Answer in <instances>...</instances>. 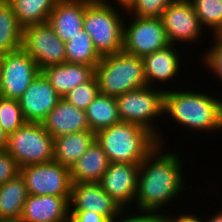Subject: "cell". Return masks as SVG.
<instances>
[{"label":"cell","instance_id":"1","mask_svg":"<svg viewBox=\"0 0 222 222\" xmlns=\"http://www.w3.org/2000/svg\"><path fill=\"white\" fill-rule=\"evenodd\" d=\"M167 146L158 143L140 163L134 209L164 215L165 208L171 209L173 202L179 207L175 202L182 200V193L190 188L186 186L188 177L183 168L187 159H181V152L168 151Z\"/></svg>","mask_w":222,"mask_h":222},{"label":"cell","instance_id":"2","mask_svg":"<svg viewBox=\"0 0 222 222\" xmlns=\"http://www.w3.org/2000/svg\"><path fill=\"white\" fill-rule=\"evenodd\" d=\"M177 87L164 93L163 119H167L179 126L180 130L189 135L215 136L222 131V94L216 91L206 93L205 89L199 87ZM188 88V89H187ZM190 88V89H189ZM197 88L196 90H194ZM204 91V92H203ZM215 92V93H213ZM213 93V94H211ZM183 127V128H182ZM202 133V134H200ZM217 134V135H216Z\"/></svg>","mask_w":222,"mask_h":222},{"label":"cell","instance_id":"3","mask_svg":"<svg viewBox=\"0 0 222 222\" xmlns=\"http://www.w3.org/2000/svg\"><path fill=\"white\" fill-rule=\"evenodd\" d=\"M95 140L110 162L132 164H140L159 143L148 129L124 121L97 131Z\"/></svg>","mask_w":222,"mask_h":222},{"label":"cell","instance_id":"4","mask_svg":"<svg viewBox=\"0 0 222 222\" xmlns=\"http://www.w3.org/2000/svg\"><path fill=\"white\" fill-rule=\"evenodd\" d=\"M99 93L117 97L147 86L143 57L124 50L105 55L95 67Z\"/></svg>","mask_w":222,"mask_h":222},{"label":"cell","instance_id":"5","mask_svg":"<svg viewBox=\"0 0 222 222\" xmlns=\"http://www.w3.org/2000/svg\"><path fill=\"white\" fill-rule=\"evenodd\" d=\"M124 12L123 6L98 1H92L86 7L83 29L101 57L123 50Z\"/></svg>","mask_w":222,"mask_h":222},{"label":"cell","instance_id":"6","mask_svg":"<svg viewBox=\"0 0 222 222\" xmlns=\"http://www.w3.org/2000/svg\"><path fill=\"white\" fill-rule=\"evenodd\" d=\"M165 91L146 86L115 97L121 121L138 124L152 132L160 144L166 145L163 119ZM161 119V120H160ZM160 121V122H158ZM163 127H160V124ZM164 135V136H163ZM164 138V139H163Z\"/></svg>","mask_w":222,"mask_h":222},{"label":"cell","instance_id":"7","mask_svg":"<svg viewBox=\"0 0 222 222\" xmlns=\"http://www.w3.org/2000/svg\"><path fill=\"white\" fill-rule=\"evenodd\" d=\"M54 138L41 123L25 122L8 135L6 151L20 168L53 161Z\"/></svg>","mask_w":222,"mask_h":222},{"label":"cell","instance_id":"8","mask_svg":"<svg viewBox=\"0 0 222 222\" xmlns=\"http://www.w3.org/2000/svg\"><path fill=\"white\" fill-rule=\"evenodd\" d=\"M160 18L167 40L172 45L185 46L187 50L188 46L184 44L194 46L197 43L201 47L200 43L209 35L204 32L190 0H174Z\"/></svg>","mask_w":222,"mask_h":222},{"label":"cell","instance_id":"9","mask_svg":"<svg viewBox=\"0 0 222 222\" xmlns=\"http://www.w3.org/2000/svg\"><path fill=\"white\" fill-rule=\"evenodd\" d=\"M126 16L123 34L125 52L144 57L170 45L160 17H136L128 14Z\"/></svg>","mask_w":222,"mask_h":222},{"label":"cell","instance_id":"10","mask_svg":"<svg viewBox=\"0 0 222 222\" xmlns=\"http://www.w3.org/2000/svg\"><path fill=\"white\" fill-rule=\"evenodd\" d=\"M20 174L25 180L29 195H71L70 169L55 161L23 166Z\"/></svg>","mask_w":222,"mask_h":222},{"label":"cell","instance_id":"11","mask_svg":"<svg viewBox=\"0 0 222 222\" xmlns=\"http://www.w3.org/2000/svg\"><path fill=\"white\" fill-rule=\"evenodd\" d=\"M181 48L184 50L185 47H177V45L170 44L164 49L157 50L143 57L147 86L163 91L172 90L174 86L175 88L180 87L177 85H179L180 79V81H182L180 74L184 73L182 70L186 64L184 60L185 56L182 55L183 52L186 55V51H182ZM177 77L181 78L179 79ZM176 78L178 80H176ZM176 81H178V83ZM176 83L177 85H175Z\"/></svg>","mask_w":222,"mask_h":222},{"label":"cell","instance_id":"12","mask_svg":"<svg viewBox=\"0 0 222 222\" xmlns=\"http://www.w3.org/2000/svg\"><path fill=\"white\" fill-rule=\"evenodd\" d=\"M22 48L35 60L40 70L66 62L65 42L54 33L48 22L25 27Z\"/></svg>","mask_w":222,"mask_h":222},{"label":"cell","instance_id":"13","mask_svg":"<svg viewBox=\"0 0 222 222\" xmlns=\"http://www.w3.org/2000/svg\"><path fill=\"white\" fill-rule=\"evenodd\" d=\"M41 72L35 60L21 47L5 54L0 96L18 100Z\"/></svg>","mask_w":222,"mask_h":222},{"label":"cell","instance_id":"14","mask_svg":"<svg viewBox=\"0 0 222 222\" xmlns=\"http://www.w3.org/2000/svg\"><path fill=\"white\" fill-rule=\"evenodd\" d=\"M140 164L110 162L102 176V189L122 208L134 209Z\"/></svg>","mask_w":222,"mask_h":222},{"label":"cell","instance_id":"15","mask_svg":"<svg viewBox=\"0 0 222 222\" xmlns=\"http://www.w3.org/2000/svg\"><path fill=\"white\" fill-rule=\"evenodd\" d=\"M60 98L49 80L40 72L18 102L26 122L42 124Z\"/></svg>","mask_w":222,"mask_h":222},{"label":"cell","instance_id":"16","mask_svg":"<svg viewBox=\"0 0 222 222\" xmlns=\"http://www.w3.org/2000/svg\"><path fill=\"white\" fill-rule=\"evenodd\" d=\"M70 211H91L111 221L122 208L101 187L100 183H72Z\"/></svg>","mask_w":222,"mask_h":222},{"label":"cell","instance_id":"17","mask_svg":"<svg viewBox=\"0 0 222 222\" xmlns=\"http://www.w3.org/2000/svg\"><path fill=\"white\" fill-rule=\"evenodd\" d=\"M70 196L28 195L19 222H68Z\"/></svg>","mask_w":222,"mask_h":222},{"label":"cell","instance_id":"18","mask_svg":"<svg viewBox=\"0 0 222 222\" xmlns=\"http://www.w3.org/2000/svg\"><path fill=\"white\" fill-rule=\"evenodd\" d=\"M89 0H59L49 14L48 24L54 33L67 42L83 29V20Z\"/></svg>","mask_w":222,"mask_h":222},{"label":"cell","instance_id":"19","mask_svg":"<svg viewBox=\"0 0 222 222\" xmlns=\"http://www.w3.org/2000/svg\"><path fill=\"white\" fill-rule=\"evenodd\" d=\"M42 124L53 138L90 130L86 112L64 98L59 99L56 107L49 112Z\"/></svg>","mask_w":222,"mask_h":222},{"label":"cell","instance_id":"20","mask_svg":"<svg viewBox=\"0 0 222 222\" xmlns=\"http://www.w3.org/2000/svg\"><path fill=\"white\" fill-rule=\"evenodd\" d=\"M58 95L63 98L76 86L89 81L95 75V67L65 62L47 66L41 70Z\"/></svg>","mask_w":222,"mask_h":222},{"label":"cell","instance_id":"21","mask_svg":"<svg viewBox=\"0 0 222 222\" xmlns=\"http://www.w3.org/2000/svg\"><path fill=\"white\" fill-rule=\"evenodd\" d=\"M109 164L108 156L95 140L70 168L71 181L99 183Z\"/></svg>","mask_w":222,"mask_h":222},{"label":"cell","instance_id":"22","mask_svg":"<svg viewBox=\"0 0 222 222\" xmlns=\"http://www.w3.org/2000/svg\"><path fill=\"white\" fill-rule=\"evenodd\" d=\"M94 141L95 132L91 130L54 138L53 161L70 169Z\"/></svg>","mask_w":222,"mask_h":222},{"label":"cell","instance_id":"23","mask_svg":"<svg viewBox=\"0 0 222 222\" xmlns=\"http://www.w3.org/2000/svg\"><path fill=\"white\" fill-rule=\"evenodd\" d=\"M28 195L21 174L0 185V222H19Z\"/></svg>","mask_w":222,"mask_h":222},{"label":"cell","instance_id":"24","mask_svg":"<svg viewBox=\"0 0 222 222\" xmlns=\"http://www.w3.org/2000/svg\"><path fill=\"white\" fill-rule=\"evenodd\" d=\"M85 112L90 130L95 133L121 121L115 97L102 93L95 97Z\"/></svg>","mask_w":222,"mask_h":222},{"label":"cell","instance_id":"25","mask_svg":"<svg viewBox=\"0 0 222 222\" xmlns=\"http://www.w3.org/2000/svg\"><path fill=\"white\" fill-rule=\"evenodd\" d=\"M59 0H9L19 25L25 27L47 23Z\"/></svg>","mask_w":222,"mask_h":222},{"label":"cell","instance_id":"26","mask_svg":"<svg viewBox=\"0 0 222 222\" xmlns=\"http://www.w3.org/2000/svg\"><path fill=\"white\" fill-rule=\"evenodd\" d=\"M23 28L19 25L9 0L0 2V50L4 53L22 47Z\"/></svg>","mask_w":222,"mask_h":222},{"label":"cell","instance_id":"27","mask_svg":"<svg viewBox=\"0 0 222 222\" xmlns=\"http://www.w3.org/2000/svg\"><path fill=\"white\" fill-rule=\"evenodd\" d=\"M66 62L94 66L101 56L95 50L90 35L82 29L79 34L65 42Z\"/></svg>","mask_w":222,"mask_h":222},{"label":"cell","instance_id":"28","mask_svg":"<svg viewBox=\"0 0 222 222\" xmlns=\"http://www.w3.org/2000/svg\"><path fill=\"white\" fill-rule=\"evenodd\" d=\"M208 34H222V0H190Z\"/></svg>","mask_w":222,"mask_h":222},{"label":"cell","instance_id":"29","mask_svg":"<svg viewBox=\"0 0 222 222\" xmlns=\"http://www.w3.org/2000/svg\"><path fill=\"white\" fill-rule=\"evenodd\" d=\"M209 36L212 37V41H209V44L211 46L209 48H205V46L203 47L204 49H206V51H200V53L202 54L199 56L201 62L199 61V59L198 62L201 63L200 68L201 66H203L204 68L206 67L204 70L202 69L201 71L206 70L205 73L209 71V73L207 74H212L213 76L211 75L210 77L214 78H211L213 80L212 82L215 84L217 80L218 82L216 85L220 84L219 87L222 88V34H214ZM221 90L222 89H217L216 91L219 92Z\"/></svg>","mask_w":222,"mask_h":222},{"label":"cell","instance_id":"30","mask_svg":"<svg viewBox=\"0 0 222 222\" xmlns=\"http://www.w3.org/2000/svg\"><path fill=\"white\" fill-rule=\"evenodd\" d=\"M25 122L18 100L0 96V125L4 131L10 135Z\"/></svg>","mask_w":222,"mask_h":222},{"label":"cell","instance_id":"31","mask_svg":"<svg viewBox=\"0 0 222 222\" xmlns=\"http://www.w3.org/2000/svg\"><path fill=\"white\" fill-rule=\"evenodd\" d=\"M174 0H131L125 7V13L136 17H161L164 10Z\"/></svg>","mask_w":222,"mask_h":222},{"label":"cell","instance_id":"32","mask_svg":"<svg viewBox=\"0 0 222 222\" xmlns=\"http://www.w3.org/2000/svg\"><path fill=\"white\" fill-rule=\"evenodd\" d=\"M99 94L98 82L95 75L87 82L76 86L63 98L79 109L86 110L87 106Z\"/></svg>","mask_w":222,"mask_h":222},{"label":"cell","instance_id":"33","mask_svg":"<svg viewBox=\"0 0 222 222\" xmlns=\"http://www.w3.org/2000/svg\"><path fill=\"white\" fill-rule=\"evenodd\" d=\"M109 222H164V215L152 211L124 208Z\"/></svg>","mask_w":222,"mask_h":222},{"label":"cell","instance_id":"34","mask_svg":"<svg viewBox=\"0 0 222 222\" xmlns=\"http://www.w3.org/2000/svg\"><path fill=\"white\" fill-rule=\"evenodd\" d=\"M20 174L16 160L6 151H0V185Z\"/></svg>","mask_w":222,"mask_h":222},{"label":"cell","instance_id":"35","mask_svg":"<svg viewBox=\"0 0 222 222\" xmlns=\"http://www.w3.org/2000/svg\"><path fill=\"white\" fill-rule=\"evenodd\" d=\"M170 209H166L165 214H164V222H203V216L200 213V211L198 210L195 211L196 213H193L192 209L186 212L185 210H182L184 212H182L179 209H171L172 211H180L178 213L173 215V212L171 211V213L169 212ZM168 211V212H167ZM179 214V215H178ZM176 215V216H175ZM201 215V216H200Z\"/></svg>","mask_w":222,"mask_h":222},{"label":"cell","instance_id":"36","mask_svg":"<svg viewBox=\"0 0 222 222\" xmlns=\"http://www.w3.org/2000/svg\"><path fill=\"white\" fill-rule=\"evenodd\" d=\"M68 222H109L101 214L91 211H70Z\"/></svg>","mask_w":222,"mask_h":222},{"label":"cell","instance_id":"37","mask_svg":"<svg viewBox=\"0 0 222 222\" xmlns=\"http://www.w3.org/2000/svg\"><path fill=\"white\" fill-rule=\"evenodd\" d=\"M219 209L216 211H213L211 213H213V215H209L208 217L205 216V214L203 215V222H222V208L219 206ZM216 212V213H215Z\"/></svg>","mask_w":222,"mask_h":222},{"label":"cell","instance_id":"38","mask_svg":"<svg viewBox=\"0 0 222 222\" xmlns=\"http://www.w3.org/2000/svg\"><path fill=\"white\" fill-rule=\"evenodd\" d=\"M7 142H8V134L4 131V129L0 125V151L6 149Z\"/></svg>","mask_w":222,"mask_h":222},{"label":"cell","instance_id":"39","mask_svg":"<svg viewBox=\"0 0 222 222\" xmlns=\"http://www.w3.org/2000/svg\"><path fill=\"white\" fill-rule=\"evenodd\" d=\"M130 1L131 0H111V1L110 0H98V2H101V3L116 4V5L123 6V7H126Z\"/></svg>","mask_w":222,"mask_h":222},{"label":"cell","instance_id":"40","mask_svg":"<svg viewBox=\"0 0 222 222\" xmlns=\"http://www.w3.org/2000/svg\"><path fill=\"white\" fill-rule=\"evenodd\" d=\"M5 54L3 51L0 50V80H1V73H2V65H3V60L5 57Z\"/></svg>","mask_w":222,"mask_h":222}]
</instances>
